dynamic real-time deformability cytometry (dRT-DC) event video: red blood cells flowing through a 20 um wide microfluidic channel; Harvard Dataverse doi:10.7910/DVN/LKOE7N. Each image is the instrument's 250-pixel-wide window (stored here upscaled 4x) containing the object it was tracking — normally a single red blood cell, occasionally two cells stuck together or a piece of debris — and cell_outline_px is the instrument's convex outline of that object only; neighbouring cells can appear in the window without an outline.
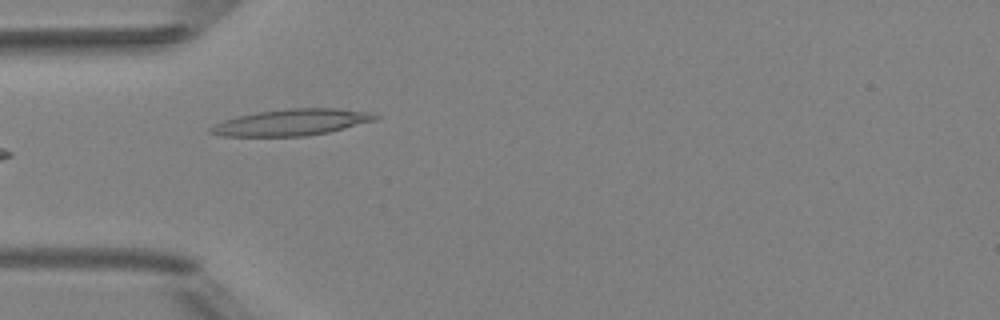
{"species": "Egyptian fruit bat (a non-hibernating species)", "species_latin": "Rousettus aegyptiacus", "temperature_condition": "room temperature", "stored_images_in_passage": 9, "camera_frame_rate_fps": 3000, "um_per_image_px": 0.085, "animal": {"sex": "female"}, "frame": {"image": 1, "passage_image": 6, "time_ms": 5.667, "image_size_px": [1000, 320], "cell_outline_px": [[380, 116], [376, 120], [328, 132], [308, 136], [224, 136], [208, 132], [208, 128], [224, 120], [236, 116], [256, 112], [292, 108], [336, 108], [372, 112]], "centroid_in_image_um": [24.8, 10.39], "position_along_channel_um": 60.2, "area_um2": 25.32}}
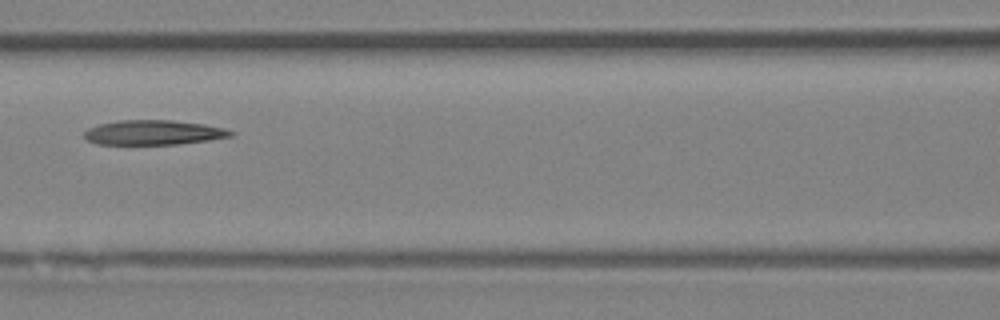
{"frame": {"image": 2, "passage_image": 8, "time_ms": 8.0, "image_size_px": [1000, 320], "cell_outline_px": [[236, 132], [232, 136], [208, 140], [180, 144], [96, 144], [88, 140], [84, 136], [84, 132], [88, 128], [100, 124], [116, 120], [172, 120], [204, 124], [224, 128]], "centroid_in_image_um": [13.05, 11.26], "position_along_channel_um": 153.5, "area_um2": 21.1}}
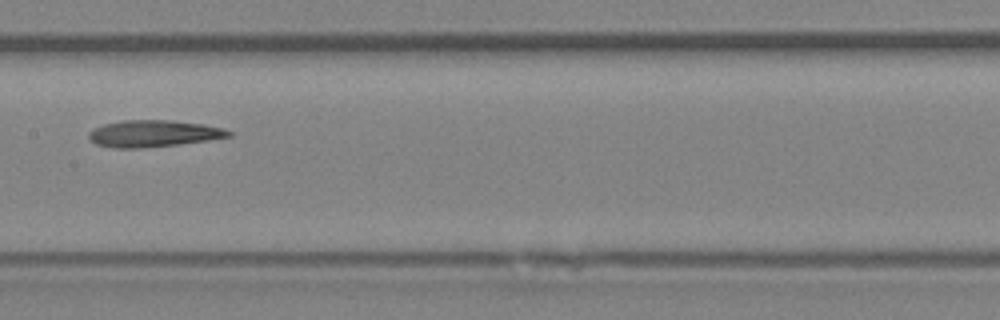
{"frame": {"image": 3, "passage_image": 9, "time_ms": 9.0, "image_size_px": [1000, 320], "cell_outline_px": [[232, 136], [208, 140], [180, 144], [144, 148], [112, 148], [96, 144], [88, 140], [88, 132], [104, 124], [120, 120], [172, 120], [204, 124], [224, 128], [232, 132]], "centroid_in_image_um": [13.04, 11.35], "position_along_channel_um": 194.4, "area_um2": 22.02}}